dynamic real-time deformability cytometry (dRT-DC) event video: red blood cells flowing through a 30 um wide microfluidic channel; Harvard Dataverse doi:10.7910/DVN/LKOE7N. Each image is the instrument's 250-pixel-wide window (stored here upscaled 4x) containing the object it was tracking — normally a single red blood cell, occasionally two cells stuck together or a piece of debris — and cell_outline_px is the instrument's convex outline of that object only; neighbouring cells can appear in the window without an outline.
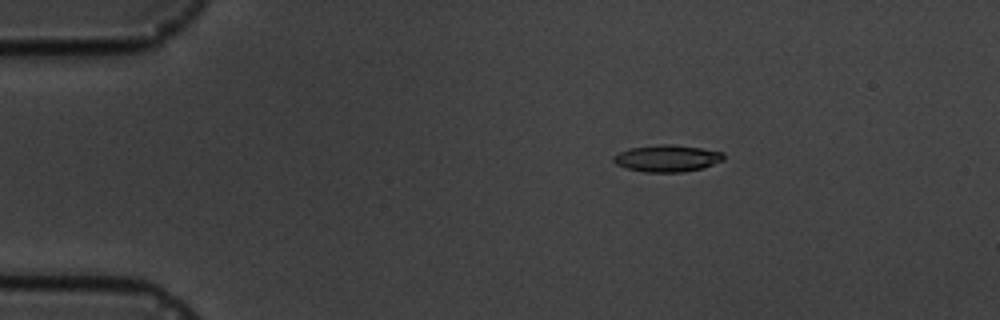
{"species": "common noctule bat (a hibernating species)", "species_latin": "Nyctalus noctula", "temperature_condition": "cold", "stored_images_in_passage": 4, "camera_frame_rate_fps": 3000, "um_per_image_px": 0.085, "animal": {"sex": "male", "body_mass_g": 19.5, "forearm_length_mm": 54.6}, "frame": {"image": 1, "passage_image": 2, "time_ms": 1.0, "image_size_px": [1000, 320], "cell_outline_px": [[724, 160], [704, 168], [684, 172], [644, 172], [628, 168], [616, 164], [612, 160], [612, 156], [628, 148], [660, 144], [672, 144], [700, 148], [724, 152]], "centroid_in_image_um": [56.72, 13.46], "position_along_channel_um": 28.3, "area_um2": 17.34}}